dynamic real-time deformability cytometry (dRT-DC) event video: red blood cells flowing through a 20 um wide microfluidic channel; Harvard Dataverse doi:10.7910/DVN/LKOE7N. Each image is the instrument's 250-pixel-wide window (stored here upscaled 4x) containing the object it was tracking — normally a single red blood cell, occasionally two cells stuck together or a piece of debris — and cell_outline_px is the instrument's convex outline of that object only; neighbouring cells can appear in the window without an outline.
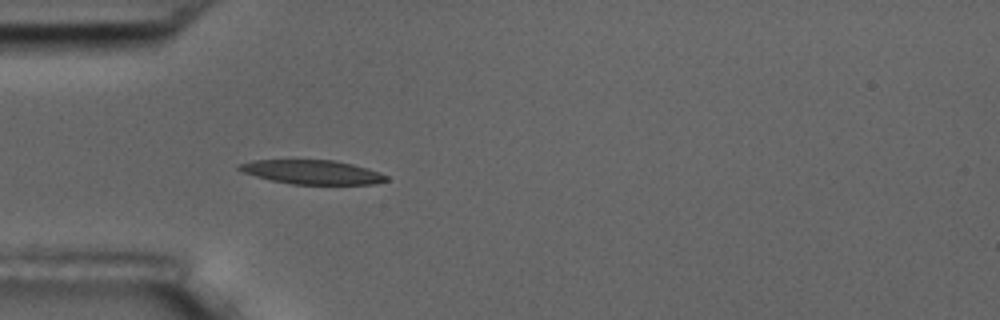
{"species": "common noctule bat (a hibernating species)", "species_latin": "Nyctalus noctula", "temperature_condition": "room temperature", "stored_images_in_passage": 4, "camera_frame_rate_fps": 3000, "um_per_image_px": 0.085, "animal": {"sex": "male", "body_mass_g": 17.5, "forearm_length_mm": 52.3}, "frame": {"image": 1, "passage_image": 4, "time_ms": 3.333, "image_size_px": [1000, 320], "cell_outline_px": [[388, 180], [372, 184], [292, 184], [272, 180], [256, 176], [244, 172], [236, 168], [236, 164], [252, 160], [332, 160], [352, 164], [380, 172], [388, 176]], "centroid_in_image_um": [26.51, 14.62], "position_along_channel_um": 58.5, "area_um2": 20.52}}